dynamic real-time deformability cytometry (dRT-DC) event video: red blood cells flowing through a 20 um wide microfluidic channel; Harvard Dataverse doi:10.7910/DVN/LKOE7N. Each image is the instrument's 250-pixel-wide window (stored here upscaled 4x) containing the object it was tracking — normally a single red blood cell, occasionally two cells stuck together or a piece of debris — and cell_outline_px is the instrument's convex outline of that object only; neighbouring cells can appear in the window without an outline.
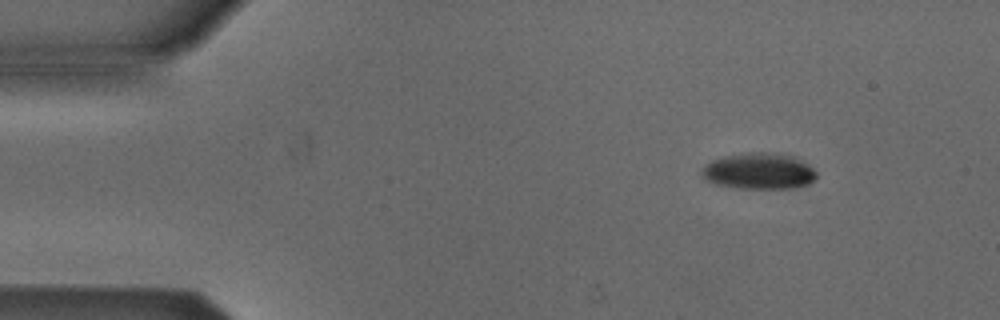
{"species": "Egyptian fruit bat (a non-hibernating species)", "species_latin": "Rousettus aegyptiacus", "temperature_condition": "cold", "stored_images_in_passage": 5, "camera_frame_rate_fps": 3000, "um_per_image_px": 0.085, "animal": {"sex": "male"}, "frame": {"image": 1, "passage_image": 2, "time_ms": 1.333, "image_size_px": [1000, 320], "cell_outline_px": [[816, 176], [808, 184], [796, 188], [740, 188], [716, 184], [704, 180], [700, 176], [700, 172], [704, 164], [712, 160], [724, 156], [748, 152], [780, 152], [796, 156], [808, 164], [816, 172]], "centroid_in_image_um": [64.49, 14.52], "position_along_channel_um": 20.5, "area_um2": 24.62}}
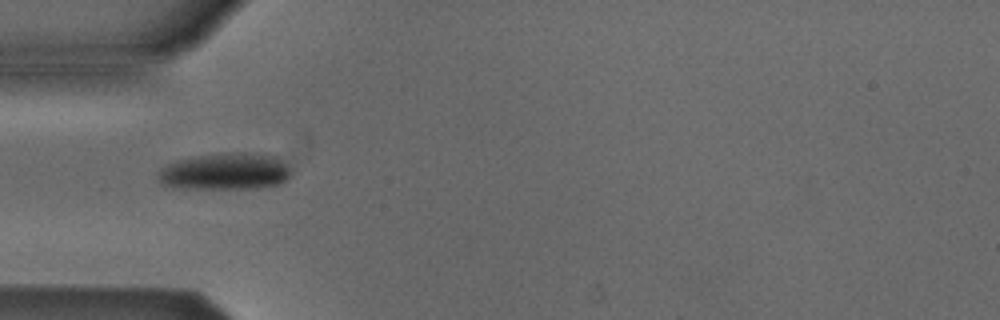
{"frame": {"image": 2, "passage_image": 5, "time_ms": 4.667, "image_size_px": [1000, 320], "cell_outline_px": [[288, 176], [280, 184], [252, 188], [192, 188], [164, 184], [156, 176], [160, 168], [176, 160], [192, 156], [232, 152], [244, 152], [276, 156], [288, 168]], "centroid_in_image_um": [19.1, 14.55], "position_along_channel_um": 65.9, "area_um2": 28.03}}